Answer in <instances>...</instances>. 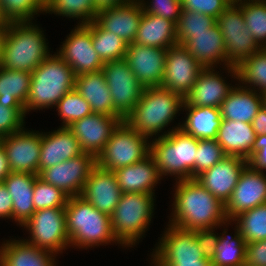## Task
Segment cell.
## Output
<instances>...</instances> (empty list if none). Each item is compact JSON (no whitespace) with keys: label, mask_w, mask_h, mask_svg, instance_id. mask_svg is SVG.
<instances>
[{"label":"cell","mask_w":266,"mask_h":266,"mask_svg":"<svg viewBox=\"0 0 266 266\" xmlns=\"http://www.w3.org/2000/svg\"><path fill=\"white\" fill-rule=\"evenodd\" d=\"M174 184L169 224L186 230L212 229L227 219L224 204L196 179Z\"/></svg>","instance_id":"6da1fadb"},{"label":"cell","mask_w":266,"mask_h":266,"mask_svg":"<svg viewBox=\"0 0 266 266\" xmlns=\"http://www.w3.org/2000/svg\"><path fill=\"white\" fill-rule=\"evenodd\" d=\"M184 101L181 94L162 87H147L144 88L141 99L124 121L149 140L154 137L160 138L180 128L181 122L165 131L177 117L176 115L178 113L180 115L179 111H182Z\"/></svg>","instance_id":"7a4b0ae2"},{"label":"cell","mask_w":266,"mask_h":266,"mask_svg":"<svg viewBox=\"0 0 266 266\" xmlns=\"http://www.w3.org/2000/svg\"><path fill=\"white\" fill-rule=\"evenodd\" d=\"M65 216L70 248L87 250L112 243L122 246L112 232L111 216L100 212L80 195L68 198Z\"/></svg>","instance_id":"3957f363"},{"label":"cell","mask_w":266,"mask_h":266,"mask_svg":"<svg viewBox=\"0 0 266 266\" xmlns=\"http://www.w3.org/2000/svg\"><path fill=\"white\" fill-rule=\"evenodd\" d=\"M33 23L10 22L0 67L33 72L51 54L44 31L34 21Z\"/></svg>","instance_id":"277c9868"},{"label":"cell","mask_w":266,"mask_h":266,"mask_svg":"<svg viewBox=\"0 0 266 266\" xmlns=\"http://www.w3.org/2000/svg\"><path fill=\"white\" fill-rule=\"evenodd\" d=\"M74 71L56 53L50 54L31 72V83L26 100V114L32 110L55 108L69 91L75 88Z\"/></svg>","instance_id":"5b68a950"},{"label":"cell","mask_w":266,"mask_h":266,"mask_svg":"<svg viewBox=\"0 0 266 266\" xmlns=\"http://www.w3.org/2000/svg\"><path fill=\"white\" fill-rule=\"evenodd\" d=\"M198 139L181 128L150 140V155L162 178L174 176L175 181L193 179Z\"/></svg>","instance_id":"8992f818"},{"label":"cell","mask_w":266,"mask_h":266,"mask_svg":"<svg viewBox=\"0 0 266 266\" xmlns=\"http://www.w3.org/2000/svg\"><path fill=\"white\" fill-rule=\"evenodd\" d=\"M155 197L149 193H122L111 215V228L123 249L132 248L145 237L153 221Z\"/></svg>","instance_id":"52a82bcc"},{"label":"cell","mask_w":266,"mask_h":266,"mask_svg":"<svg viewBox=\"0 0 266 266\" xmlns=\"http://www.w3.org/2000/svg\"><path fill=\"white\" fill-rule=\"evenodd\" d=\"M149 154L150 140L122 121L96 157V165L104 170L115 171L139 162Z\"/></svg>","instance_id":"ba28073f"},{"label":"cell","mask_w":266,"mask_h":266,"mask_svg":"<svg viewBox=\"0 0 266 266\" xmlns=\"http://www.w3.org/2000/svg\"><path fill=\"white\" fill-rule=\"evenodd\" d=\"M21 227L30 234L29 239L24 240L39 249L58 256L63 250L70 248L65 208H45L35 211Z\"/></svg>","instance_id":"9c48e42d"},{"label":"cell","mask_w":266,"mask_h":266,"mask_svg":"<svg viewBox=\"0 0 266 266\" xmlns=\"http://www.w3.org/2000/svg\"><path fill=\"white\" fill-rule=\"evenodd\" d=\"M216 24L223 35L226 61L230 66L237 67L261 48L248 31L238 4H230L216 18Z\"/></svg>","instance_id":"30bf717a"},{"label":"cell","mask_w":266,"mask_h":266,"mask_svg":"<svg viewBox=\"0 0 266 266\" xmlns=\"http://www.w3.org/2000/svg\"><path fill=\"white\" fill-rule=\"evenodd\" d=\"M101 71L114 108L125 118L141 99L145 87L137 80L125 58L105 62Z\"/></svg>","instance_id":"8fae6325"},{"label":"cell","mask_w":266,"mask_h":266,"mask_svg":"<svg viewBox=\"0 0 266 266\" xmlns=\"http://www.w3.org/2000/svg\"><path fill=\"white\" fill-rule=\"evenodd\" d=\"M66 36L56 53L71 67L76 76L102 70L104 62L92 44V22L76 25Z\"/></svg>","instance_id":"7c38bea8"},{"label":"cell","mask_w":266,"mask_h":266,"mask_svg":"<svg viewBox=\"0 0 266 266\" xmlns=\"http://www.w3.org/2000/svg\"><path fill=\"white\" fill-rule=\"evenodd\" d=\"M96 166V157L84 152L55 166L42 170L38 177L60 188L69 197L81 195L91 170Z\"/></svg>","instance_id":"4fadbf2b"},{"label":"cell","mask_w":266,"mask_h":266,"mask_svg":"<svg viewBox=\"0 0 266 266\" xmlns=\"http://www.w3.org/2000/svg\"><path fill=\"white\" fill-rule=\"evenodd\" d=\"M42 132L27 130L0 138L11 172L39 174Z\"/></svg>","instance_id":"5bb4252c"},{"label":"cell","mask_w":266,"mask_h":266,"mask_svg":"<svg viewBox=\"0 0 266 266\" xmlns=\"http://www.w3.org/2000/svg\"><path fill=\"white\" fill-rule=\"evenodd\" d=\"M203 66L183 45L167 49L162 88L181 94L184 98L195 84Z\"/></svg>","instance_id":"9a60e30c"},{"label":"cell","mask_w":266,"mask_h":266,"mask_svg":"<svg viewBox=\"0 0 266 266\" xmlns=\"http://www.w3.org/2000/svg\"><path fill=\"white\" fill-rule=\"evenodd\" d=\"M266 204V174L249 164L240 174L230 198L224 204L227 219L233 220L242 212Z\"/></svg>","instance_id":"2e32d148"},{"label":"cell","mask_w":266,"mask_h":266,"mask_svg":"<svg viewBox=\"0 0 266 266\" xmlns=\"http://www.w3.org/2000/svg\"><path fill=\"white\" fill-rule=\"evenodd\" d=\"M159 242L152 249L151 261H188L205 259L195 237V230L166 225Z\"/></svg>","instance_id":"e0dca14e"},{"label":"cell","mask_w":266,"mask_h":266,"mask_svg":"<svg viewBox=\"0 0 266 266\" xmlns=\"http://www.w3.org/2000/svg\"><path fill=\"white\" fill-rule=\"evenodd\" d=\"M167 49L129 43L125 59L137 80L145 87H160L163 82Z\"/></svg>","instance_id":"ac0fdd59"},{"label":"cell","mask_w":266,"mask_h":266,"mask_svg":"<svg viewBox=\"0 0 266 266\" xmlns=\"http://www.w3.org/2000/svg\"><path fill=\"white\" fill-rule=\"evenodd\" d=\"M122 121L120 117L92 113L73 122L68 128L79 141L81 149L97 157Z\"/></svg>","instance_id":"d6986e66"},{"label":"cell","mask_w":266,"mask_h":266,"mask_svg":"<svg viewBox=\"0 0 266 266\" xmlns=\"http://www.w3.org/2000/svg\"><path fill=\"white\" fill-rule=\"evenodd\" d=\"M203 68L222 66L228 75L237 81L236 67L226 61L225 44L219 27L215 24L205 32L194 33L183 44Z\"/></svg>","instance_id":"ffe728a7"},{"label":"cell","mask_w":266,"mask_h":266,"mask_svg":"<svg viewBox=\"0 0 266 266\" xmlns=\"http://www.w3.org/2000/svg\"><path fill=\"white\" fill-rule=\"evenodd\" d=\"M247 165L246 159L238 156H226L212 168L200 174L196 180L225 204Z\"/></svg>","instance_id":"44dd1931"},{"label":"cell","mask_w":266,"mask_h":266,"mask_svg":"<svg viewBox=\"0 0 266 266\" xmlns=\"http://www.w3.org/2000/svg\"><path fill=\"white\" fill-rule=\"evenodd\" d=\"M121 195L122 191L114 172L96 165L91 170L80 196L100 212L111 216Z\"/></svg>","instance_id":"7402d4cb"},{"label":"cell","mask_w":266,"mask_h":266,"mask_svg":"<svg viewBox=\"0 0 266 266\" xmlns=\"http://www.w3.org/2000/svg\"><path fill=\"white\" fill-rule=\"evenodd\" d=\"M144 12L140 0L98 11L95 21L106 31L118 35L126 43H133Z\"/></svg>","instance_id":"603a6c76"},{"label":"cell","mask_w":266,"mask_h":266,"mask_svg":"<svg viewBox=\"0 0 266 266\" xmlns=\"http://www.w3.org/2000/svg\"><path fill=\"white\" fill-rule=\"evenodd\" d=\"M215 67L203 68L185 102L190 106L220 108L234 85L227 83L226 77L215 70Z\"/></svg>","instance_id":"cb8c5ba5"},{"label":"cell","mask_w":266,"mask_h":266,"mask_svg":"<svg viewBox=\"0 0 266 266\" xmlns=\"http://www.w3.org/2000/svg\"><path fill=\"white\" fill-rule=\"evenodd\" d=\"M84 153L80 143L68 127L42 132L39 173L48 167Z\"/></svg>","instance_id":"d4e9b609"},{"label":"cell","mask_w":266,"mask_h":266,"mask_svg":"<svg viewBox=\"0 0 266 266\" xmlns=\"http://www.w3.org/2000/svg\"><path fill=\"white\" fill-rule=\"evenodd\" d=\"M122 193H149L155 195V187L161 177L153 157L113 171Z\"/></svg>","instance_id":"484cf974"},{"label":"cell","mask_w":266,"mask_h":266,"mask_svg":"<svg viewBox=\"0 0 266 266\" xmlns=\"http://www.w3.org/2000/svg\"><path fill=\"white\" fill-rule=\"evenodd\" d=\"M76 91L90 104L93 113L124 117L114 108L112 96L102 71L83 73L75 77Z\"/></svg>","instance_id":"4316f807"},{"label":"cell","mask_w":266,"mask_h":266,"mask_svg":"<svg viewBox=\"0 0 266 266\" xmlns=\"http://www.w3.org/2000/svg\"><path fill=\"white\" fill-rule=\"evenodd\" d=\"M255 137L252 124L222 119L216 141L227 156H238L248 161L253 156Z\"/></svg>","instance_id":"83f0119b"},{"label":"cell","mask_w":266,"mask_h":266,"mask_svg":"<svg viewBox=\"0 0 266 266\" xmlns=\"http://www.w3.org/2000/svg\"><path fill=\"white\" fill-rule=\"evenodd\" d=\"M19 239V240H18ZM9 239L0 244V266H56L53 253L39 249L23 239Z\"/></svg>","instance_id":"f1b7e54d"},{"label":"cell","mask_w":266,"mask_h":266,"mask_svg":"<svg viewBox=\"0 0 266 266\" xmlns=\"http://www.w3.org/2000/svg\"><path fill=\"white\" fill-rule=\"evenodd\" d=\"M37 174L11 172L3 183L12 197V220L20 227L35 212L33 204L34 182Z\"/></svg>","instance_id":"f546056e"},{"label":"cell","mask_w":266,"mask_h":266,"mask_svg":"<svg viewBox=\"0 0 266 266\" xmlns=\"http://www.w3.org/2000/svg\"><path fill=\"white\" fill-rule=\"evenodd\" d=\"M235 85L221 104V117L251 124L263 105V94L238 83Z\"/></svg>","instance_id":"4dcf8cb0"},{"label":"cell","mask_w":266,"mask_h":266,"mask_svg":"<svg viewBox=\"0 0 266 266\" xmlns=\"http://www.w3.org/2000/svg\"><path fill=\"white\" fill-rule=\"evenodd\" d=\"M134 43L161 49L177 45L176 24L166 18L143 12Z\"/></svg>","instance_id":"1f68e13d"},{"label":"cell","mask_w":266,"mask_h":266,"mask_svg":"<svg viewBox=\"0 0 266 266\" xmlns=\"http://www.w3.org/2000/svg\"><path fill=\"white\" fill-rule=\"evenodd\" d=\"M186 112L180 128L199 140L216 139L222 117L220 108L190 106L184 101L182 111Z\"/></svg>","instance_id":"d6a6232c"},{"label":"cell","mask_w":266,"mask_h":266,"mask_svg":"<svg viewBox=\"0 0 266 266\" xmlns=\"http://www.w3.org/2000/svg\"><path fill=\"white\" fill-rule=\"evenodd\" d=\"M233 224H235V233L231 236L230 234L228 235L227 228L229 225L233 226ZM222 226L224 231L219 234L215 256L211 261L212 266H245L247 243L240 234L239 225L234 220L226 219L217 229Z\"/></svg>","instance_id":"836d02e7"},{"label":"cell","mask_w":266,"mask_h":266,"mask_svg":"<svg viewBox=\"0 0 266 266\" xmlns=\"http://www.w3.org/2000/svg\"><path fill=\"white\" fill-rule=\"evenodd\" d=\"M31 72L0 67V104L24 108L30 91Z\"/></svg>","instance_id":"e575fe53"},{"label":"cell","mask_w":266,"mask_h":266,"mask_svg":"<svg viewBox=\"0 0 266 266\" xmlns=\"http://www.w3.org/2000/svg\"><path fill=\"white\" fill-rule=\"evenodd\" d=\"M236 70L240 85L261 94L266 93V48L260 49L243 60Z\"/></svg>","instance_id":"d590c367"},{"label":"cell","mask_w":266,"mask_h":266,"mask_svg":"<svg viewBox=\"0 0 266 266\" xmlns=\"http://www.w3.org/2000/svg\"><path fill=\"white\" fill-rule=\"evenodd\" d=\"M45 13L78 20L87 25L96 19L98 10L94 0H45Z\"/></svg>","instance_id":"8d00e7d4"},{"label":"cell","mask_w":266,"mask_h":266,"mask_svg":"<svg viewBox=\"0 0 266 266\" xmlns=\"http://www.w3.org/2000/svg\"><path fill=\"white\" fill-rule=\"evenodd\" d=\"M92 44L104 63L125 58L128 47L122 38L104 30L95 20L92 21Z\"/></svg>","instance_id":"74e56055"},{"label":"cell","mask_w":266,"mask_h":266,"mask_svg":"<svg viewBox=\"0 0 266 266\" xmlns=\"http://www.w3.org/2000/svg\"><path fill=\"white\" fill-rule=\"evenodd\" d=\"M245 25L258 46L266 48V0H242Z\"/></svg>","instance_id":"f35d334b"},{"label":"cell","mask_w":266,"mask_h":266,"mask_svg":"<svg viewBox=\"0 0 266 266\" xmlns=\"http://www.w3.org/2000/svg\"><path fill=\"white\" fill-rule=\"evenodd\" d=\"M233 220L246 243L266 240V204L246 210Z\"/></svg>","instance_id":"ab89813d"},{"label":"cell","mask_w":266,"mask_h":266,"mask_svg":"<svg viewBox=\"0 0 266 266\" xmlns=\"http://www.w3.org/2000/svg\"><path fill=\"white\" fill-rule=\"evenodd\" d=\"M55 108L62 121L61 127H69L73 122L93 113L90 104L76 89L66 93Z\"/></svg>","instance_id":"60d3db41"},{"label":"cell","mask_w":266,"mask_h":266,"mask_svg":"<svg viewBox=\"0 0 266 266\" xmlns=\"http://www.w3.org/2000/svg\"><path fill=\"white\" fill-rule=\"evenodd\" d=\"M215 24L216 19L212 16L182 9L176 24L178 44L183 45L194 33L205 32Z\"/></svg>","instance_id":"b9f144b4"},{"label":"cell","mask_w":266,"mask_h":266,"mask_svg":"<svg viewBox=\"0 0 266 266\" xmlns=\"http://www.w3.org/2000/svg\"><path fill=\"white\" fill-rule=\"evenodd\" d=\"M8 22H33L35 15L45 14V0H0Z\"/></svg>","instance_id":"7bdbcfd3"},{"label":"cell","mask_w":266,"mask_h":266,"mask_svg":"<svg viewBox=\"0 0 266 266\" xmlns=\"http://www.w3.org/2000/svg\"><path fill=\"white\" fill-rule=\"evenodd\" d=\"M69 196L60 188L36 178L33 188L35 211L45 208H65Z\"/></svg>","instance_id":"ee69618b"},{"label":"cell","mask_w":266,"mask_h":266,"mask_svg":"<svg viewBox=\"0 0 266 266\" xmlns=\"http://www.w3.org/2000/svg\"><path fill=\"white\" fill-rule=\"evenodd\" d=\"M227 155L216 139L199 140L196 153V162L193 168V179L212 168Z\"/></svg>","instance_id":"f6af8a7d"},{"label":"cell","mask_w":266,"mask_h":266,"mask_svg":"<svg viewBox=\"0 0 266 266\" xmlns=\"http://www.w3.org/2000/svg\"><path fill=\"white\" fill-rule=\"evenodd\" d=\"M25 118V108L4 107L0 104V138L24 129Z\"/></svg>","instance_id":"bcb514c9"},{"label":"cell","mask_w":266,"mask_h":266,"mask_svg":"<svg viewBox=\"0 0 266 266\" xmlns=\"http://www.w3.org/2000/svg\"><path fill=\"white\" fill-rule=\"evenodd\" d=\"M140 2L145 13L166 18L177 24L182 10L181 0H140Z\"/></svg>","instance_id":"7dc6e473"},{"label":"cell","mask_w":266,"mask_h":266,"mask_svg":"<svg viewBox=\"0 0 266 266\" xmlns=\"http://www.w3.org/2000/svg\"><path fill=\"white\" fill-rule=\"evenodd\" d=\"M226 0H181V9H186L192 12H199L205 15L214 17L215 19L228 6Z\"/></svg>","instance_id":"c3c4849f"},{"label":"cell","mask_w":266,"mask_h":266,"mask_svg":"<svg viewBox=\"0 0 266 266\" xmlns=\"http://www.w3.org/2000/svg\"><path fill=\"white\" fill-rule=\"evenodd\" d=\"M215 230H217V228L195 230V237L200 246L202 255L205 259L210 261H212L215 256V248L219 240V234L216 233Z\"/></svg>","instance_id":"681fc988"},{"label":"cell","mask_w":266,"mask_h":266,"mask_svg":"<svg viewBox=\"0 0 266 266\" xmlns=\"http://www.w3.org/2000/svg\"><path fill=\"white\" fill-rule=\"evenodd\" d=\"M245 266H266V240L247 243Z\"/></svg>","instance_id":"f907efd6"},{"label":"cell","mask_w":266,"mask_h":266,"mask_svg":"<svg viewBox=\"0 0 266 266\" xmlns=\"http://www.w3.org/2000/svg\"><path fill=\"white\" fill-rule=\"evenodd\" d=\"M12 197L4 183H0V219H12Z\"/></svg>","instance_id":"816d5d0a"},{"label":"cell","mask_w":266,"mask_h":266,"mask_svg":"<svg viewBox=\"0 0 266 266\" xmlns=\"http://www.w3.org/2000/svg\"><path fill=\"white\" fill-rule=\"evenodd\" d=\"M151 266H212L208 259H196L188 261H152Z\"/></svg>","instance_id":"f5cc1de1"},{"label":"cell","mask_w":266,"mask_h":266,"mask_svg":"<svg viewBox=\"0 0 266 266\" xmlns=\"http://www.w3.org/2000/svg\"><path fill=\"white\" fill-rule=\"evenodd\" d=\"M251 124L256 136L266 135V108L264 105L258 110Z\"/></svg>","instance_id":"db71d44e"},{"label":"cell","mask_w":266,"mask_h":266,"mask_svg":"<svg viewBox=\"0 0 266 266\" xmlns=\"http://www.w3.org/2000/svg\"><path fill=\"white\" fill-rule=\"evenodd\" d=\"M248 164L257 171L266 169V152H256L249 160ZM264 169V170H263Z\"/></svg>","instance_id":"11a10c76"},{"label":"cell","mask_w":266,"mask_h":266,"mask_svg":"<svg viewBox=\"0 0 266 266\" xmlns=\"http://www.w3.org/2000/svg\"><path fill=\"white\" fill-rule=\"evenodd\" d=\"M11 173V169L8 164L7 154L5 149L0 143V183Z\"/></svg>","instance_id":"9f6ffc18"},{"label":"cell","mask_w":266,"mask_h":266,"mask_svg":"<svg viewBox=\"0 0 266 266\" xmlns=\"http://www.w3.org/2000/svg\"><path fill=\"white\" fill-rule=\"evenodd\" d=\"M130 1L131 0H94V5L98 11H101L107 8L118 7Z\"/></svg>","instance_id":"6f0895ef"},{"label":"cell","mask_w":266,"mask_h":266,"mask_svg":"<svg viewBox=\"0 0 266 266\" xmlns=\"http://www.w3.org/2000/svg\"><path fill=\"white\" fill-rule=\"evenodd\" d=\"M256 152H266V135H259L255 137L253 155Z\"/></svg>","instance_id":"680465c9"},{"label":"cell","mask_w":266,"mask_h":266,"mask_svg":"<svg viewBox=\"0 0 266 266\" xmlns=\"http://www.w3.org/2000/svg\"><path fill=\"white\" fill-rule=\"evenodd\" d=\"M8 28H9V25H0V58H1L2 48L4 46Z\"/></svg>","instance_id":"91938a15"},{"label":"cell","mask_w":266,"mask_h":266,"mask_svg":"<svg viewBox=\"0 0 266 266\" xmlns=\"http://www.w3.org/2000/svg\"><path fill=\"white\" fill-rule=\"evenodd\" d=\"M0 25H10V22H8L7 19L4 17L1 3H0Z\"/></svg>","instance_id":"94428289"},{"label":"cell","mask_w":266,"mask_h":266,"mask_svg":"<svg viewBox=\"0 0 266 266\" xmlns=\"http://www.w3.org/2000/svg\"><path fill=\"white\" fill-rule=\"evenodd\" d=\"M230 4H239L242 0H226Z\"/></svg>","instance_id":"6125c7cd"},{"label":"cell","mask_w":266,"mask_h":266,"mask_svg":"<svg viewBox=\"0 0 266 266\" xmlns=\"http://www.w3.org/2000/svg\"><path fill=\"white\" fill-rule=\"evenodd\" d=\"M263 105L266 108V93L263 94Z\"/></svg>","instance_id":"be15d7a7"}]
</instances>
